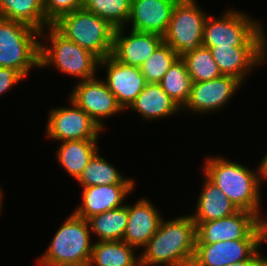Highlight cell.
<instances>
[{"label":"cell","mask_w":267,"mask_h":266,"mask_svg":"<svg viewBox=\"0 0 267 266\" xmlns=\"http://www.w3.org/2000/svg\"><path fill=\"white\" fill-rule=\"evenodd\" d=\"M203 164V175L214 183L238 210L251 212L261 221L267 222V218L261 213L260 188H263L262 180L265 181L261 163L253 170L228 158L207 156Z\"/></svg>","instance_id":"6da1fadb"},{"label":"cell","mask_w":267,"mask_h":266,"mask_svg":"<svg viewBox=\"0 0 267 266\" xmlns=\"http://www.w3.org/2000/svg\"><path fill=\"white\" fill-rule=\"evenodd\" d=\"M196 239L191 214L168 221L162 218L157 232L142 248L140 266H191Z\"/></svg>","instance_id":"7a4b0ae2"},{"label":"cell","mask_w":267,"mask_h":266,"mask_svg":"<svg viewBox=\"0 0 267 266\" xmlns=\"http://www.w3.org/2000/svg\"><path fill=\"white\" fill-rule=\"evenodd\" d=\"M46 28L40 31V69L52 66L80 81L97 76L100 59L96 55L64 37L52 25Z\"/></svg>","instance_id":"3957f363"},{"label":"cell","mask_w":267,"mask_h":266,"mask_svg":"<svg viewBox=\"0 0 267 266\" xmlns=\"http://www.w3.org/2000/svg\"><path fill=\"white\" fill-rule=\"evenodd\" d=\"M93 243L88 221L73 212L55 232L38 266H88Z\"/></svg>","instance_id":"277c9868"},{"label":"cell","mask_w":267,"mask_h":266,"mask_svg":"<svg viewBox=\"0 0 267 266\" xmlns=\"http://www.w3.org/2000/svg\"><path fill=\"white\" fill-rule=\"evenodd\" d=\"M51 25L64 37L87 49L100 60L112 54L116 28L94 13L82 8L60 16Z\"/></svg>","instance_id":"5b68a950"},{"label":"cell","mask_w":267,"mask_h":266,"mask_svg":"<svg viewBox=\"0 0 267 266\" xmlns=\"http://www.w3.org/2000/svg\"><path fill=\"white\" fill-rule=\"evenodd\" d=\"M262 26L259 20L233 8H228L219 18L208 14L202 46H267Z\"/></svg>","instance_id":"8992f818"},{"label":"cell","mask_w":267,"mask_h":266,"mask_svg":"<svg viewBox=\"0 0 267 266\" xmlns=\"http://www.w3.org/2000/svg\"><path fill=\"white\" fill-rule=\"evenodd\" d=\"M0 67L13 68L24 78L40 68V31L0 17Z\"/></svg>","instance_id":"52a82bcc"},{"label":"cell","mask_w":267,"mask_h":266,"mask_svg":"<svg viewBox=\"0 0 267 266\" xmlns=\"http://www.w3.org/2000/svg\"><path fill=\"white\" fill-rule=\"evenodd\" d=\"M196 0H178L175 4L163 42L182 57L202 46L208 14Z\"/></svg>","instance_id":"ba28073f"},{"label":"cell","mask_w":267,"mask_h":266,"mask_svg":"<svg viewBox=\"0 0 267 266\" xmlns=\"http://www.w3.org/2000/svg\"><path fill=\"white\" fill-rule=\"evenodd\" d=\"M196 235V244L241 239H267V222L261 221L251 212L239 210L227 218L199 223L196 226Z\"/></svg>","instance_id":"9c48e42d"},{"label":"cell","mask_w":267,"mask_h":266,"mask_svg":"<svg viewBox=\"0 0 267 266\" xmlns=\"http://www.w3.org/2000/svg\"><path fill=\"white\" fill-rule=\"evenodd\" d=\"M68 107H55L49 111L46 137L55 141L99 139L103 129L71 99Z\"/></svg>","instance_id":"30bf717a"},{"label":"cell","mask_w":267,"mask_h":266,"mask_svg":"<svg viewBox=\"0 0 267 266\" xmlns=\"http://www.w3.org/2000/svg\"><path fill=\"white\" fill-rule=\"evenodd\" d=\"M68 98L85 111L103 130H105L103 119L124 112L104 79L101 80L97 76L84 81L78 80Z\"/></svg>","instance_id":"8fae6325"},{"label":"cell","mask_w":267,"mask_h":266,"mask_svg":"<svg viewBox=\"0 0 267 266\" xmlns=\"http://www.w3.org/2000/svg\"><path fill=\"white\" fill-rule=\"evenodd\" d=\"M242 83L232 76L221 75L205 82L192 83L189 98L181 108L193 114H208L225 107Z\"/></svg>","instance_id":"7c38bea8"},{"label":"cell","mask_w":267,"mask_h":266,"mask_svg":"<svg viewBox=\"0 0 267 266\" xmlns=\"http://www.w3.org/2000/svg\"><path fill=\"white\" fill-rule=\"evenodd\" d=\"M267 239H241L196 244L191 266H228L250 259Z\"/></svg>","instance_id":"4fadbf2b"},{"label":"cell","mask_w":267,"mask_h":266,"mask_svg":"<svg viewBox=\"0 0 267 266\" xmlns=\"http://www.w3.org/2000/svg\"><path fill=\"white\" fill-rule=\"evenodd\" d=\"M99 67L107 69L104 81L115 95L117 103L126 111L146 85L140 67L121 63L112 55L101 59Z\"/></svg>","instance_id":"5bb4252c"},{"label":"cell","mask_w":267,"mask_h":266,"mask_svg":"<svg viewBox=\"0 0 267 266\" xmlns=\"http://www.w3.org/2000/svg\"><path fill=\"white\" fill-rule=\"evenodd\" d=\"M206 48L211 50L221 74L235 77L242 84L254 68L261 66L263 62L266 64L267 60V46L218 45Z\"/></svg>","instance_id":"9a60e30c"},{"label":"cell","mask_w":267,"mask_h":266,"mask_svg":"<svg viewBox=\"0 0 267 266\" xmlns=\"http://www.w3.org/2000/svg\"><path fill=\"white\" fill-rule=\"evenodd\" d=\"M124 31V27L116 28L111 55L126 65L140 67L163 42L158 34L130 29L127 36Z\"/></svg>","instance_id":"2e32d148"},{"label":"cell","mask_w":267,"mask_h":266,"mask_svg":"<svg viewBox=\"0 0 267 266\" xmlns=\"http://www.w3.org/2000/svg\"><path fill=\"white\" fill-rule=\"evenodd\" d=\"M135 184H112L82 187V202L74 214L89 219L94 215L122 207Z\"/></svg>","instance_id":"e0dca14e"},{"label":"cell","mask_w":267,"mask_h":266,"mask_svg":"<svg viewBox=\"0 0 267 266\" xmlns=\"http://www.w3.org/2000/svg\"><path fill=\"white\" fill-rule=\"evenodd\" d=\"M178 0H132L128 25L132 30L164 36Z\"/></svg>","instance_id":"ac0fdd59"},{"label":"cell","mask_w":267,"mask_h":266,"mask_svg":"<svg viewBox=\"0 0 267 266\" xmlns=\"http://www.w3.org/2000/svg\"><path fill=\"white\" fill-rule=\"evenodd\" d=\"M126 205L128 221L123 241L136 249H141L157 232L162 215L148 198L142 197L134 205Z\"/></svg>","instance_id":"d6986e66"},{"label":"cell","mask_w":267,"mask_h":266,"mask_svg":"<svg viewBox=\"0 0 267 266\" xmlns=\"http://www.w3.org/2000/svg\"><path fill=\"white\" fill-rule=\"evenodd\" d=\"M200 196L197 198L196 212L191 217L196 226L201 222L223 219L239 210L229 198L205 175Z\"/></svg>","instance_id":"ffe728a7"},{"label":"cell","mask_w":267,"mask_h":266,"mask_svg":"<svg viewBox=\"0 0 267 266\" xmlns=\"http://www.w3.org/2000/svg\"><path fill=\"white\" fill-rule=\"evenodd\" d=\"M128 109L134 110L142 119L150 120V122L171 117L182 111L159 83H146L144 89Z\"/></svg>","instance_id":"44dd1931"},{"label":"cell","mask_w":267,"mask_h":266,"mask_svg":"<svg viewBox=\"0 0 267 266\" xmlns=\"http://www.w3.org/2000/svg\"><path fill=\"white\" fill-rule=\"evenodd\" d=\"M57 147L58 164L75 180L79 178L85 166L98 152V139L61 141Z\"/></svg>","instance_id":"7402d4cb"},{"label":"cell","mask_w":267,"mask_h":266,"mask_svg":"<svg viewBox=\"0 0 267 266\" xmlns=\"http://www.w3.org/2000/svg\"><path fill=\"white\" fill-rule=\"evenodd\" d=\"M136 248L122 241H95L88 266H140Z\"/></svg>","instance_id":"603a6c76"},{"label":"cell","mask_w":267,"mask_h":266,"mask_svg":"<svg viewBox=\"0 0 267 266\" xmlns=\"http://www.w3.org/2000/svg\"><path fill=\"white\" fill-rule=\"evenodd\" d=\"M0 17L41 31L51 25L44 13V0H0Z\"/></svg>","instance_id":"cb8c5ba5"},{"label":"cell","mask_w":267,"mask_h":266,"mask_svg":"<svg viewBox=\"0 0 267 266\" xmlns=\"http://www.w3.org/2000/svg\"><path fill=\"white\" fill-rule=\"evenodd\" d=\"M91 234L98 241H122L128 221V207L109 210L87 219Z\"/></svg>","instance_id":"d4e9b609"},{"label":"cell","mask_w":267,"mask_h":266,"mask_svg":"<svg viewBox=\"0 0 267 266\" xmlns=\"http://www.w3.org/2000/svg\"><path fill=\"white\" fill-rule=\"evenodd\" d=\"M81 187L112 185V184H135L131 178H125L113 163H108L97 152L85 166L79 178L76 180Z\"/></svg>","instance_id":"484cf974"},{"label":"cell","mask_w":267,"mask_h":266,"mask_svg":"<svg viewBox=\"0 0 267 266\" xmlns=\"http://www.w3.org/2000/svg\"><path fill=\"white\" fill-rule=\"evenodd\" d=\"M159 84L180 108L186 104L190 95L192 80L181 57L174 61Z\"/></svg>","instance_id":"4316f807"},{"label":"cell","mask_w":267,"mask_h":266,"mask_svg":"<svg viewBox=\"0 0 267 266\" xmlns=\"http://www.w3.org/2000/svg\"><path fill=\"white\" fill-rule=\"evenodd\" d=\"M131 2L132 0H84L83 9L105 19L114 28H126Z\"/></svg>","instance_id":"83f0119b"},{"label":"cell","mask_w":267,"mask_h":266,"mask_svg":"<svg viewBox=\"0 0 267 266\" xmlns=\"http://www.w3.org/2000/svg\"><path fill=\"white\" fill-rule=\"evenodd\" d=\"M181 58L186 64L192 83L205 82L222 75L209 48L200 46Z\"/></svg>","instance_id":"f1b7e54d"},{"label":"cell","mask_w":267,"mask_h":266,"mask_svg":"<svg viewBox=\"0 0 267 266\" xmlns=\"http://www.w3.org/2000/svg\"><path fill=\"white\" fill-rule=\"evenodd\" d=\"M177 58L178 54L169 45L162 42L140 66L146 83H159Z\"/></svg>","instance_id":"f546056e"},{"label":"cell","mask_w":267,"mask_h":266,"mask_svg":"<svg viewBox=\"0 0 267 266\" xmlns=\"http://www.w3.org/2000/svg\"><path fill=\"white\" fill-rule=\"evenodd\" d=\"M84 0H44V13L52 24L60 16L83 8Z\"/></svg>","instance_id":"4dcf8cb0"},{"label":"cell","mask_w":267,"mask_h":266,"mask_svg":"<svg viewBox=\"0 0 267 266\" xmlns=\"http://www.w3.org/2000/svg\"><path fill=\"white\" fill-rule=\"evenodd\" d=\"M24 77L13 68L0 67V95L7 93Z\"/></svg>","instance_id":"1f68e13d"},{"label":"cell","mask_w":267,"mask_h":266,"mask_svg":"<svg viewBox=\"0 0 267 266\" xmlns=\"http://www.w3.org/2000/svg\"><path fill=\"white\" fill-rule=\"evenodd\" d=\"M228 266H267V257L259 250L248 260L230 264Z\"/></svg>","instance_id":"d6a6232c"},{"label":"cell","mask_w":267,"mask_h":266,"mask_svg":"<svg viewBox=\"0 0 267 266\" xmlns=\"http://www.w3.org/2000/svg\"><path fill=\"white\" fill-rule=\"evenodd\" d=\"M264 179L267 181V152L260 161Z\"/></svg>","instance_id":"836d02e7"},{"label":"cell","mask_w":267,"mask_h":266,"mask_svg":"<svg viewBox=\"0 0 267 266\" xmlns=\"http://www.w3.org/2000/svg\"><path fill=\"white\" fill-rule=\"evenodd\" d=\"M3 190H2V188L0 187V212H2L1 210H2V208H3V206H2V203H3Z\"/></svg>","instance_id":"e575fe53"}]
</instances>
